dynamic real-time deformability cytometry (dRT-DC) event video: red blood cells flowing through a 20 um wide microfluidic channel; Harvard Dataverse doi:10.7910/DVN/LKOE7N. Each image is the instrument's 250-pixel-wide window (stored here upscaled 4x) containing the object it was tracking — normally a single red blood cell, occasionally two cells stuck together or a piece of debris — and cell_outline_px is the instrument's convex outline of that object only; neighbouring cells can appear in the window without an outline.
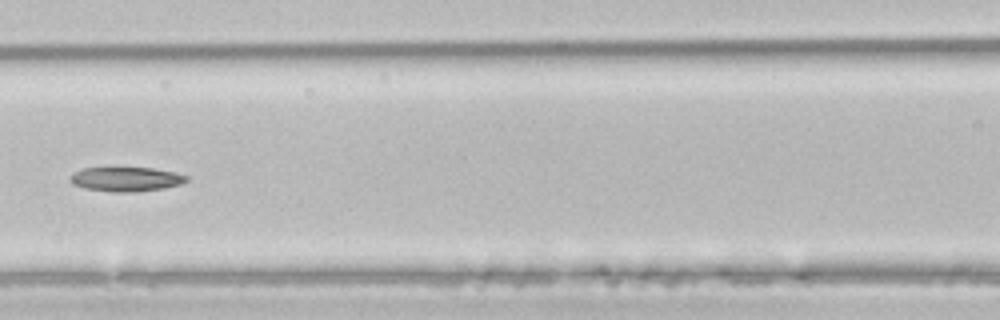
{"species": "common noctule bat (a hibernating species)", "species_latin": "Nyctalus noctula", "temperature_condition": "room temperature", "stored_images_in_passage": 5, "camera_frame_rate_fps": 3000, "um_per_image_px": 0.085, "animal": {"sex": "male", "body_mass_g": 21.5, "forearm_length_mm": 52.0}, "frame": {"image": 1, "passage_image": 5, "time_ms": 1.333, "image_size_px": [1000, 320], "cell_outline_px": [[188, 180], [180, 184], [164, 188], [136, 192], [112, 192], [84, 188], [72, 184], [68, 180], [68, 176], [84, 168], [152, 168], [176, 172], [188, 176]], "centroid_in_image_um": [10.7, 15.23], "position_along_channel_um": 155.9, "area_um2": 16.59}}